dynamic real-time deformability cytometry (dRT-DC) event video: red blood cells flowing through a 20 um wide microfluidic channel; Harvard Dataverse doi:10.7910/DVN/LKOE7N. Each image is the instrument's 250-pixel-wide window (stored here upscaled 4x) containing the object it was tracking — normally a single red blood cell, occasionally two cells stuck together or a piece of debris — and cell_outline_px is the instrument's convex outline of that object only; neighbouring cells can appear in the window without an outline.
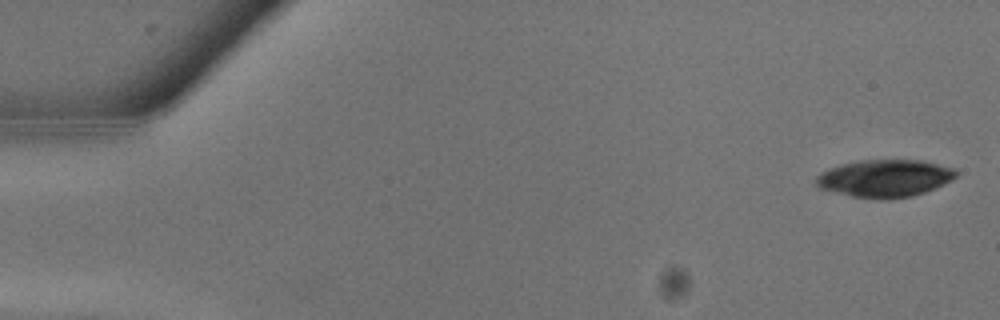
{"species": "common noctule bat (a hibernating species)", "species_latin": "Nyctalus noctula", "temperature_condition": "warm", "stored_images_in_passage": 10, "camera_frame_rate_fps": 3000, "um_per_image_px": 0.085, "animal": {"sex": "male", "body_mass_g": 13.3}, "frame": {"image": 1, "passage_image": 1, "time_ms": 0.0, "image_size_px": [1000, 320], "cell_outline_px": [[956, 176], [952, 180], [944, 184], [924, 192], [912, 196], [884, 200], [872, 200], [852, 196], [820, 188], [816, 184], [816, 176], [820, 172], [844, 164], [864, 160], [920, 160], [956, 168]], "centroid_in_image_um": [75.23, 15.17], "position_along_channel_um": 9.8, "area_um2": 30.46}}